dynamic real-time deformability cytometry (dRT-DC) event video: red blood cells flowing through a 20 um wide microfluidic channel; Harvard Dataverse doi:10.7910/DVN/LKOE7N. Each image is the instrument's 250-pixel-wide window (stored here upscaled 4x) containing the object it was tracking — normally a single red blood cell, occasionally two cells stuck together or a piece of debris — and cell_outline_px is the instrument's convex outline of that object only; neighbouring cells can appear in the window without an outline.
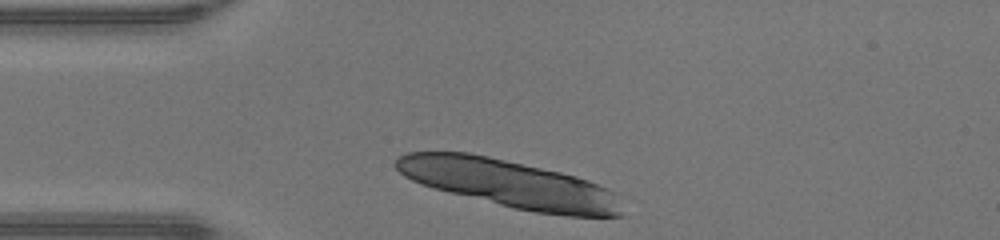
{"species": "human", "species_latin": "Homo sapiens", "temperature_condition": "warm", "stored_images_in_passage": 25, "camera_frame_rate_fps": 3000, "um_per_image_px": 0.085, "donor": {"sex": "male"}, "frame": {"image": 1, "passage_image": 1, "time_ms": 0.0, "image_size_px": [1000, 240], "cell_outline_px": [[624, 216], [568, 216], [536, 212], [512, 208], [420, 184], [404, 176], [392, 164], [400, 156], [408, 152], [468, 152], [488, 156], [560, 172], [576, 176], [588, 180], [608, 188], [616, 192]], "centroid_in_image_um": [43.32, 15.62], "position_along_channel_um": 41.7, "area_um2": 62.6}}
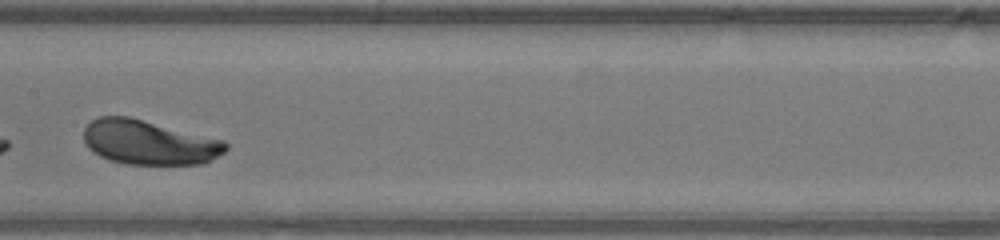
{"frame": {"image": 2, "passage_image": 14, "time_ms": 4.333, "image_size_px": [1000, 240], "cell_outline_px": [[228, 148], [224, 152], [204, 164], [128, 164], [112, 160], [100, 156], [92, 152], [88, 148], [84, 140], [84, 128], [92, 120], [100, 116], [128, 116], [224, 140], [228, 144]], "centroid_in_image_um": [12.66, 12.1], "position_along_channel_um": 194.7, "area_um2": 36.7}}
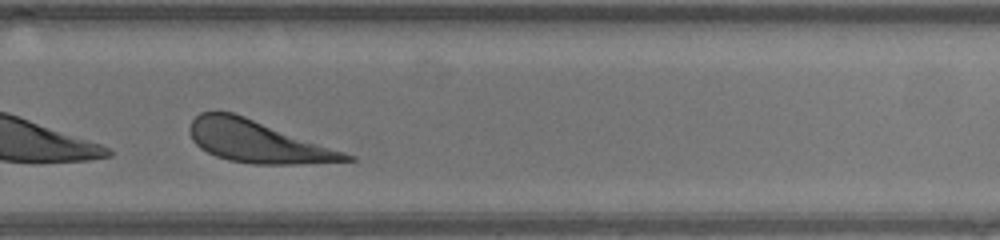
{"frame": {"image": 3, "passage_image": 22, "time_ms": 7.0, "image_size_px": [1000, 240], "cell_outline_px": [[356, 160], [300, 164], [252, 164], [228, 160], [216, 156], [200, 148], [192, 140], [188, 132], [188, 128], [192, 120], [200, 112], [232, 112], [244, 116], [356, 156]], "centroid_in_image_um": [21.86, 12.04], "position_along_channel_um": 307.9, "area_um2": 37.92}}